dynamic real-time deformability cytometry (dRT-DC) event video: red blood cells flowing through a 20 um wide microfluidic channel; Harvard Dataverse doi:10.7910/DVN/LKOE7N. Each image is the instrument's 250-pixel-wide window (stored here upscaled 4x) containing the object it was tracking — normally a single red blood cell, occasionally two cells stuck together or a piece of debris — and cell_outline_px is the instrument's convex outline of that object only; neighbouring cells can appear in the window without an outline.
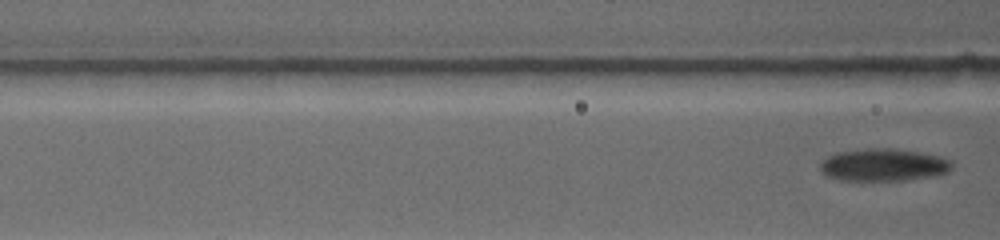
{"species": "common noctule bat (a hibernating species)", "species_latin": "Nyctalus noctula", "temperature_condition": "warm", "stored_images_in_passage": 7, "segment_of_instrument_passage": [2, 2], "camera_frame_rate_fps": 4500, "um_per_image_px": 0.085, "animal": {"sex": "female", "body_mass_g": 19.0, "forearm_length_mm": 53.3}, "frame": {"image": 1, "passage_image": 7, "time_ms": 5.333, "image_size_px": [1000, 240], "cell_outline_px": [[952, 168], [948, 172], [924, 176], [896, 180], [844, 180], [828, 176], [820, 172], [820, 164], [828, 156], [836, 152], [868, 148], [896, 148], [920, 152], [952, 160]], "centroid_in_image_um": [75.05, 13.99], "position_along_channel_um": 91.6, "area_um2": 24.51}}